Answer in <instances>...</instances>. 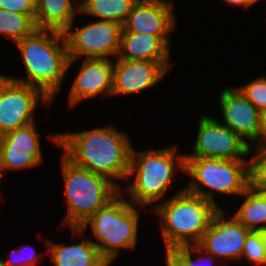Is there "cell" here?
Masks as SVG:
<instances>
[{
  "label": "cell",
  "instance_id": "1",
  "mask_svg": "<svg viewBox=\"0 0 266 266\" xmlns=\"http://www.w3.org/2000/svg\"><path fill=\"white\" fill-rule=\"evenodd\" d=\"M128 135L110 124L77 132L50 133L47 138L74 165L108 178L121 189V181L124 183L128 177L134 146Z\"/></svg>",
  "mask_w": 266,
  "mask_h": 266
},
{
  "label": "cell",
  "instance_id": "2",
  "mask_svg": "<svg viewBox=\"0 0 266 266\" xmlns=\"http://www.w3.org/2000/svg\"><path fill=\"white\" fill-rule=\"evenodd\" d=\"M178 152L176 143L152 150L133 147L126 180L129 183L123 185L120 192L128 195L127 200L133 205L145 210L150 206L153 210L165 201L163 198L173 187L177 172L185 175V153Z\"/></svg>",
  "mask_w": 266,
  "mask_h": 266
},
{
  "label": "cell",
  "instance_id": "3",
  "mask_svg": "<svg viewBox=\"0 0 266 266\" xmlns=\"http://www.w3.org/2000/svg\"><path fill=\"white\" fill-rule=\"evenodd\" d=\"M14 46L20 51L25 76H6L39 88L54 102L65 81L70 61L64 33L36 28Z\"/></svg>",
  "mask_w": 266,
  "mask_h": 266
},
{
  "label": "cell",
  "instance_id": "4",
  "mask_svg": "<svg viewBox=\"0 0 266 266\" xmlns=\"http://www.w3.org/2000/svg\"><path fill=\"white\" fill-rule=\"evenodd\" d=\"M220 208L185 190V187L154 207L165 250L198 245Z\"/></svg>",
  "mask_w": 266,
  "mask_h": 266
},
{
  "label": "cell",
  "instance_id": "5",
  "mask_svg": "<svg viewBox=\"0 0 266 266\" xmlns=\"http://www.w3.org/2000/svg\"><path fill=\"white\" fill-rule=\"evenodd\" d=\"M141 210L143 212L142 207L133 205L119 192L79 229L84 233L91 229L92 235L89 234V238L97 246L101 257L112 266L121 250L137 247Z\"/></svg>",
  "mask_w": 266,
  "mask_h": 266
},
{
  "label": "cell",
  "instance_id": "6",
  "mask_svg": "<svg viewBox=\"0 0 266 266\" xmlns=\"http://www.w3.org/2000/svg\"><path fill=\"white\" fill-rule=\"evenodd\" d=\"M60 160L67 204L62 223L64 228H79L111 201L120 189L108 178L74 165L63 154Z\"/></svg>",
  "mask_w": 266,
  "mask_h": 266
},
{
  "label": "cell",
  "instance_id": "7",
  "mask_svg": "<svg viewBox=\"0 0 266 266\" xmlns=\"http://www.w3.org/2000/svg\"><path fill=\"white\" fill-rule=\"evenodd\" d=\"M185 174L191 179L184 186L187 192L221 209L215 194L239 197L250 186V160L185 157Z\"/></svg>",
  "mask_w": 266,
  "mask_h": 266
},
{
  "label": "cell",
  "instance_id": "8",
  "mask_svg": "<svg viewBox=\"0 0 266 266\" xmlns=\"http://www.w3.org/2000/svg\"><path fill=\"white\" fill-rule=\"evenodd\" d=\"M73 21L64 32L68 52V70L81 58H108L119 54L122 25L112 21L93 20L82 26Z\"/></svg>",
  "mask_w": 266,
  "mask_h": 266
},
{
  "label": "cell",
  "instance_id": "9",
  "mask_svg": "<svg viewBox=\"0 0 266 266\" xmlns=\"http://www.w3.org/2000/svg\"><path fill=\"white\" fill-rule=\"evenodd\" d=\"M53 104L39 88L0 73V135L35 123L38 106Z\"/></svg>",
  "mask_w": 266,
  "mask_h": 266
},
{
  "label": "cell",
  "instance_id": "10",
  "mask_svg": "<svg viewBox=\"0 0 266 266\" xmlns=\"http://www.w3.org/2000/svg\"><path fill=\"white\" fill-rule=\"evenodd\" d=\"M191 153L185 157L249 160L251 147L214 117L201 114Z\"/></svg>",
  "mask_w": 266,
  "mask_h": 266
},
{
  "label": "cell",
  "instance_id": "11",
  "mask_svg": "<svg viewBox=\"0 0 266 266\" xmlns=\"http://www.w3.org/2000/svg\"><path fill=\"white\" fill-rule=\"evenodd\" d=\"M228 210L221 208L213 217L210 226L198 246L221 262L241 261L247 235L251 232ZM225 260V262H224ZM230 260V261H229Z\"/></svg>",
  "mask_w": 266,
  "mask_h": 266
},
{
  "label": "cell",
  "instance_id": "12",
  "mask_svg": "<svg viewBox=\"0 0 266 266\" xmlns=\"http://www.w3.org/2000/svg\"><path fill=\"white\" fill-rule=\"evenodd\" d=\"M41 134L37 131L36 123L18 128L1 139L0 148V186L3 175L7 171L32 169L41 166L44 157L41 147ZM0 194L1 187H0Z\"/></svg>",
  "mask_w": 266,
  "mask_h": 266
},
{
  "label": "cell",
  "instance_id": "13",
  "mask_svg": "<svg viewBox=\"0 0 266 266\" xmlns=\"http://www.w3.org/2000/svg\"><path fill=\"white\" fill-rule=\"evenodd\" d=\"M218 103L223 118L220 122L251 148L261 146L260 111L241 91L237 87L223 88Z\"/></svg>",
  "mask_w": 266,
  "mask_h": 266
},
{
  "label": "cell",
  "instance_id": "14",
  "mask_svg": "<svg viewBox=\"0 0 266 266\" xmlns=\"http://www.w3.org/2000/svg\"><path fill=\"white\" fill-rule=\"evenodd\" d=\"M174 64L171 61L114 60L112 97L144 92L165 78Z\"/></svg>",
  "mask_w": 266,
  "mask_h": 266
},
{
  "label": "cell",
  "instance_id": "15",
  "mask_svg": "<svg viewBox=\"0 0 266 266\" xmlns=\"http://www.w3.org/2000/svg\"><path fill=\"white\" fill-rule=\"evenodd\" d=\"M174 11L172 0H138L122 25V32L158 35L171 47L170 36L177 24Z\"/></svg>",
  "mask_w": 266,
  "mask_h": 266
},
{
  "label": "cell",
  "instance_id": "16",
  "mask_svg": "<svg viewBox=\"0 0 266 266\" xmlns=\"http://www.w3.org/2000/svg\"><path fill=\"white\" fill-rule=\"evenodd\" d=\"M68 95V106L73 108L86 99L112 96L114 60L83 58Z\"/></svg>",
  "mask_w": 266,
  "mask_h": 266
},
{
  "label": "cell",
  "instance_id": "17",
  "mask_svg": "<svg viewBox=\"0 0 266 266\" xmlns=\"http://www.w3.org/2000/svg\"><path fill=\"white\" fill-rule=\"evenodd\" d=\"M72 236L82 238L81 242L65 243L51 242L45 239L49 261L53 266H110L100 255L97 246L84 235L79 228H70ZM82 236V237H81ZM86 236V237H85Z\"/></svg>",
  "mask_w": 266,
  "mask_h": 266
},
{
  "label": "cell",
  "instance_id": "18",
  "mask_svg": "<svg viewBox=\"0 0 266 266\" xmlns=\"http://www.w3.org/2000/svg\"><path fill=\"white\" fill-rule=\"evenodd\" d=\"M170 46L158 35L122 32L120 50L121 60L131 61H172Z\"/></svg>",
  "mask_w": 266,
  "mask_h": 266
},
{
  "label": "cell",
  "instance_id": "19",
  "mask_svg": "<svg viewBox=\"0 0 266 266\" xmlns=\"http://www.w3.org/2000/svg\"><path fill=\"white\" fill-rule=\"evenodd\" d=\"M80 13V0H38L34 15L37 29L64 33Z\"/></svg>",
  "mask_w": 266,
  "mask_h": 266
},
{
  "label": "cell",
  "instance_id": "20",
  "mask_svg": "<svg viewBox=\"0 0 266 266\" xmlns=\"http://www.w3.org/2000/svg\"><path fill=\"white\" fill-rule=\"evenodd\" d=\"M138 0H80V15L123 25Z\"/></svg>",
  "mask_w": 266,
  "mask_h": 266
},
{
  "label": "cell",
  "instance_id": "21",
  "mask_svg": "<svg viewBox=\"0 0 266 266\" xmlns=\"http://www.w3.org/2000/svg\"><path fill=\"white\" fill-rule=\"evenodd\" d=\"M240 206L234 212V217L250 231H260L266 228V199L249 186L243 194Z\"/></svg>",
  "mask_w": 266,
  "mask_h": 266
},
{
  "label": "cell",
  "instance_id": "22",
  "mask_svg": "<svg viewBox=\"0 0 266 266\" xmlns=\"http://www.w3.org/2000/svg\"><path fill=\"white\" fill-rule=\"evenodd\" d=\"M35 14H19L0 8V35L16 43L30 35L35 29Z\"/></svg>",
  "mask_w": 266,
  "mask_h": 266
},
{
  "label": "cell",
  "instance_id": "23",
  "mask_svg": "<svg viewBox=\"0 0 266 266\" xmlns=\"http://www.w3.org/2000/svg\"><path fill=\"white\" fill-rule=\"evenodd\" d=\"M178 266H220L221 261L206 253L198 245L169 249L165 252ZM220 261L217 265L215 262ZM215 261V262H214Z\"/></svg>",
  "mask_w": 266,
  "mask_h": 266
},
{
  "label": "cell",
  "instance_id": "24",
  "mask_svg": "<svg viewBox=\"0 0 266 266\" xmlns=\"http://www.w3.org/2000/svg\"><path fill=\"white\" fill-rule=\"evenodd\" d=\"M249 156L250 186L253 189H266V146L252 147Z\"/></svg>",
  "mask_w": 266,
  "mask_h": 266
},
{
  "label": "cell",
  "instance_id": "25",
  "mask_svg": "<svg viewBox=\"0 0 266 266\" xmlns=\"http://www.w3.org/2000/svg\"><path fill=\"white\" fill-rule=\"evenodd\" d=\"M27 254V255H26ZM8 258H0V266H37L41 265L45 255L37 253L32 245H22L12 249ZM43 256V257H41Z\"/></svg>",
  "mask_w": 266,
  "mask_h": 266
},
{
  "label": "cell",
  "instance_id": "26",
  "mask_svg": "<svg viewBox=\"0 0 266 266\" xmlns=\"http://www.w3.org/2000/svg\"><path fill=\"white\" fill-rule=\"evenodd\" d=\"M253 266H266V248L259 231H251L246 238L241 260Z\"/></svg>",
  "mask_w": 266,
  "mask_h": 266
},
{
  "label": "cell",
  "instance_id": "27",
  "mask_svg": "<svg viewBox=\"0 0 266 266\" xmlns=\"http://www.w3.org/2000/svg\"><path fill=\"white\" fill-rule=\"evenodd\" d=\"M241 93L259 110L266 108V76L260 75L248 83L236 86Z\"/></svg>",
  "mask_w": 266,
  "mask_h": 266
},
{
  "label": "cell",
  "instance_id": "28",
  "mask_svg": "<svg viewBox=\"0 0 266 266\" xmlns=\"http://www.w3.org/2000/svg\"><path fill=\"white\" fill-rule=\"evenodd\" d=\"M38 0H0V8L19 14H35Z\"/></svg>",
  "mask_w": 266,
  "mask_h": 266
},
{
  "label": "cell",
  "instance_id": "29",
  "mask_svg": "<svg viewBox=\"0 0 266 266\" xmlns=\"http://www.w3.org/2000/svg\"><path fill=\"white\" fill-rule=\"evenodd\" d=\"M223 3H226V5H229L230 7L238 8H244V9H250L255 4L261 2V0H222Z\"/></svg>",
  "mask_w": 266,
  "mask_h": 266
},
{
  "label": "cell",
  "instance_id": "30",
  "mask_svg": "<svg viewBox=\"0 0 266 266\" xmlns=\"http://www.w3.org/2000/svg\"><path fill=\"white\" fill-rule=\"evenodd\" d=\"M261 146H266V108L260 111Z\"/></svg>",
  "mask_w": 266,
  "mask_h": 266
},
{
  "label": "cell",
  "instance_id": "31",
  "mask_svg": "<svg viewBox=\"0 0 266 266\" xmlns=\"http://www.w3.org/2000/svg\"><path fill=\"white\" fill-rule=\"evenodd\" d=\"M163 260L165 261L166 266H178L167 254Z\"/></svg>",
  "mask_w": 266,
  "mask_h": 266
},
{
  "label": "cell",
  "instance_id": "32",
  "mask_svg": "<svg viewBox=\"0 0 266 266\" xmlns=\"http://www.w3.org/2000/svg\"><path fill=\"white\" fill-rule=\"evenodd\" d=\"M259 232H260V234H261V237H262V240H263L264 246H265V248H266V228L261 229Z\"/></svg>",
  "mask_w": 266,
  "mask_h": 266
},
{
  "label": "cell",
  "instance_id": "33",
  "mask_svg": "<svg viewBox=\"0 0 266 266\" xmlns=\"http://www.w3.org/2000/svg\"><path fill=\"white\" fill-rule=\"evenodd\" d=\"M254 190L260 192L264 196V198L266 199V189H254Z\"/></svg>",
  "mask_w": 266,
  "mask_h": 266
},
{
  "label": "cell",
  "instance_id": "34",
  "mask_svg": "<svg viewBox=\"0 0 266 266\" xmlns=\"http://www.w3.org/2000/svg\"><path fill=\"white\" fill-rule=\"evenodd\" d=\"M1 139H2V136L0 135V148H1Z\"/></svg>",
  "mask_w": 266,
  "mask_h": 266
}]
</instances>
